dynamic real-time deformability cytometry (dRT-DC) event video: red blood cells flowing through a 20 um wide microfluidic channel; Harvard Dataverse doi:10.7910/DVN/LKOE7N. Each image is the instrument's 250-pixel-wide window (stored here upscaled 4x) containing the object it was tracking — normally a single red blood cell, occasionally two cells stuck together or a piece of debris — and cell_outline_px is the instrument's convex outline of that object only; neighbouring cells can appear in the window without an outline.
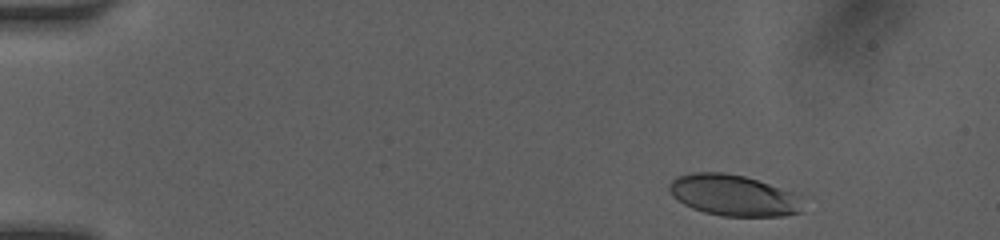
{"species": "human", "species_latin": "Homo sapiens", "temperature_condition": "room temperature", "stored_images_in_passage": 48, "camera_frame_rate_fps": 3000, "um_per_image_px": 0.085, "donor": {"sex": "female"}, "frame": {"image": 1, "passage_image": 4, "time_ms": 1.0, "image_size_px": [1000, 240], "cell_outline_px": [[800, 212], [784, 216], [720, 216], [704, 212], [692, 208], [676, 200], [672, 196], [668, 188], [668, 184], [676, 176], [692, 172], [724, 172], [744, 176], [792, 192]], "centroid_in_image_um": [62.19, 16.59], "position_along_channel_um": 22.8, "area_um2": 31.5}}
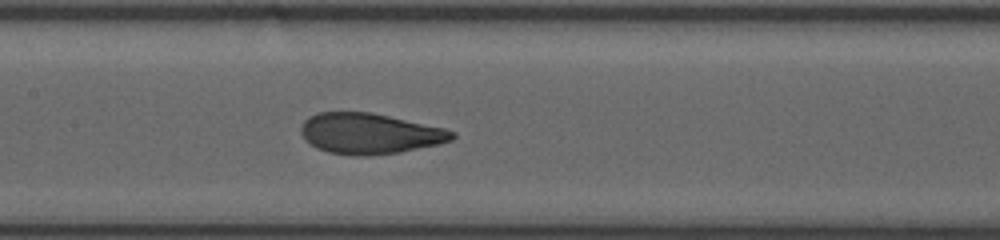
{"frame": {"image": 2, "passage_image": 23, "time_ms": 7.333, "image_size_px": [1000, 240], "cell_outline_px": [[456, 136], [452, 140], [440, 144], [400, 152], [368, 156], [352, 156], [328, 152], [316, 148], [304, 140], [300, 132], [300, 128], [304, 120], [308, 116], [316, 112], [372, 112], [444, 128], [456, 132]], "centroid_in_image_um": [31.39, 11.36], "position_along_channel_um": 176.0, "area_um2": 36.24}}
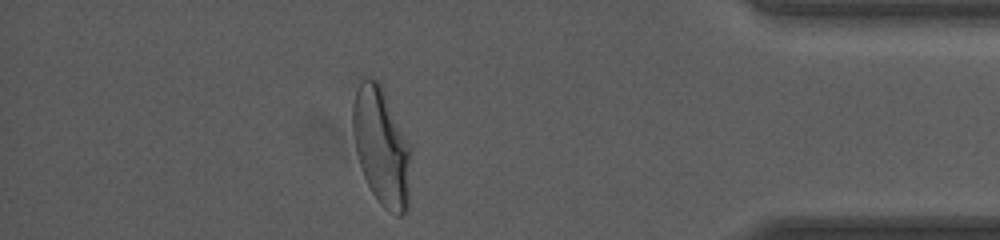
{"frame": {"image": 3, "passage_image": 42, "time_ms": 13.667, "image_size_px": [1000, 240], "cell_outline_px": [[412, 152], [408, 208], [400, 216], [396, 216], [384, 208], [380, 204], [372, 192], [360, 168], [356, 152], [352, 132], [352, 108], [360, 76], [368, 76], [380, 80], [412, 144]], "centroid_in_image_um": [32.45, 12.39], "position_along_channel_um": 402.7, "area_um2": 41.44}, "authors_computed_cell_mechanics": {"area_um2": 36.0383, "velocity_mm_per_s": 4.1047, "shape_relaxation_time_tau1_ms": 4.0924, "shape_relaxation_time_tau2_ms": 0.8497, "deformation_change_tau1": 0.1968, "deformation_change_tau2": 0.0787}}